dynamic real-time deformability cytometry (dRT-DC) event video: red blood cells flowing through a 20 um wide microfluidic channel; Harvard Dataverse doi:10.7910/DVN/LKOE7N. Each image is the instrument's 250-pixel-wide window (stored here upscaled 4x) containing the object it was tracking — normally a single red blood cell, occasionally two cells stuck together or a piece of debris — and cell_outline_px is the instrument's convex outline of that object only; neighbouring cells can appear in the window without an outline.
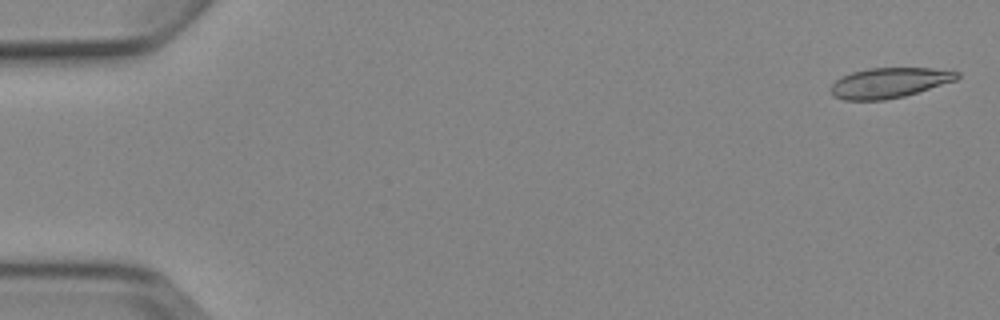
{"species": "Egyptian fruit bat (a non-hibernating species)", "species_latin": "Rousettus aegyptiacus", "temperature_condition": "cold", "stored_images_in_passage": 6, "segment_of_instrument_passage": [2, 2], "camera_frame_rate_fps": 3000, "um_per_image_px": 0.085, "animal": {"sex": "female"}, "frame": {"image": 1, "passage_image": 6, "time_ms": 6.667, "image_size_px": [1000, 320], "cell_outline_px": [[960, 76], [956, 80], [904, 96], [884, 100], [844, 100], [832, 96], [828, 88], [840, 76], [852, 72], [868, 68], [932, 68], [960, 72]], "centroid_in_image_um": [75.53, 7.04], "position_along_channel_um": 9.5, "area_um2": 22.31}}